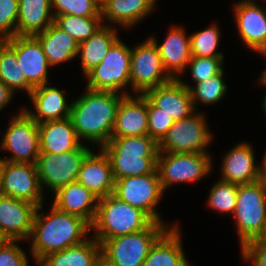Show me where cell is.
I'll use <instances>...</instances> for the list:
<instances>
[{"label":"cell","instance_id":"6da1fadb","mask_svg":"<svg viewBox=\"0 0 266 266\" xmlns=\"http://www.w3.org/2000/svg\"><path fill=\"white\" fill-rule=\"evenodd\" d=\"M111 91H98L86 88V93L71 103L70 119L80 139L106 145L113 133L117 110L121 100L129 95Z\"/></svg>","mask_w":266,"mask_h":266},{"label":"cell","instance_id":"7a4b0ae2","mask_svg":"<svg viewBox=\"0 0 266 266\" xmlns=\"http://www.w3.org/2000/svg\"><path fill=\"white\" fill-rule=\"evenodd\" d=\"M36 210L31 238V252L38 263L47 255L83 243L88 238L91 226L82 218L60 211L54 205L47 215ZM44 215V216H43Z\"/></svg>","mask_w":266,"mask_h":266},{"label":"cell","instance_id":"3957f363","mask_svg":"<svg viewBox=\"0 0 266 266\" xmlns=\"http://www.w3.org/2000/svg\"><path fill=\"white\" fill-rule=\"evenodd\" d=\"M102 149L109 157L115 180L150 174L157 169L159 144L149 135L111 137Z\"/></svg>","mask_w":266,"mask_h":266},{"label":"cell","instance_id":"277c9868","mask_svg":"<svg viewBox=\"0 0 266 266\" xmlns=\"http://www.w3.org/2000/svg\"><path fill=\"white\" fill-rule=\"evenodd\" d=\"M152 222L144 211L111 194L99 199L91 230H95L93 237L101 244L107 239L146 229Z\"/></svg>","mask_w":266,"mask_h":266},{"label":"cell","instance_id":"5b68a950","mask_svg":"<svg viewBox=\"0 0 266 266\" xmlns=\"http://www.w3.org/2000/svg\"><path fill=\"white\" fill-rule=\"evenodd\" d=\"M241 248L253 241L266 225V178L237 185L234 211Z\"/></svg>","mask_w":266,"mask_h":266},{"label":"cell","instance_id":"8992f818","mask_svg":"<svg viewBox=\"0 0 266 266\" xmlns=\"http://www.w3.org/2000/svg\"><path fill=\"white\" fill-rule=\"evenodd\" d=\"M167 226L153 221L139 232L107 239L101 243V254L116 266H142L150 248Z\"/></svg>","mask_w":266,"mask_h":266},{"label":"cell","instance_id":"52a82bcc","mask_svg":"<svg viewBox=\"0 0 266 266\" xmlns=\"http://www.w3.org/2000/svg\"><path fill=\"white\" fill-rule=\"evenodd\" d=\"M131 48L118 39L107 54L85 77L86 88L118 93L130 84Z\"/></svg>","mask_w":266,"mask_h":266},{"label":"cell","instance_id":"ba28073f","mask_svg":"<svg viewBox=\"0 0 266 266\" xmlns=\"http://www.w3.org/2000/svg\"><path fill=\"white\" fill-rule=\"evenodd\" d=\"M91 151L81 144L77 149L61 154L40 152L35 164L42 190L44 185L55 193L59 188L76 182L82 163Z\"/></svg>","mask_w":266,"mask_h":266},{"label":"cell","instance_id":"9c48e42d","mask_svg":"<svg viewBox=\"0 0 266 266\" xmlns=\"http://www.w3.org/2000/svg\"><path fill=\"white\" fill-rule=\"evenodd\" d=\"M211 168V157L208 153L159 152L157 157V172L163 192L176 183L203 179L211 172Z\"/></svg>","mask_w":266,"mask_h":266},{"label":"cell","instance_id":"30bf717a","mask_svg":"<svg viewBox=\"0 0 266 266\" xmlns=\"http://www.w3.org/2000/svg\"><path fill=\"white\" fill-rule=\"evenodd\" d=\"M171 80L173 78L163 66L156 43L150 37L131 48L130 86L133 92L142 95Z\"/></svg>","mask_w":266,"mask_h":266},{"label":"cell","instance_id":"8fae6325","mask_svg":"<svg viewBox=\"0 0 266 266\" xmlns=\"http://www.w3.org/2000/svg\"><path fill=\"white\" fill-rule=\"evenodd\" d=\"M212 138L205 116L195 111L190 116L174 122L159 143V152L207 153L205 148Z\"/></svg>","mask_w":266,"mask_h":266},{"label":"cell","instance_id":"7c38bea8","mask_svg":"<svg viewBox=\"0 0 266 266\" xmlns=\"http://www.w3.org/2000/svg\"><path fill=\"white\" fill-rule=\"evenodd\" d=\"M163 193L157 169L150 174L115 180L114 195L144 211L154 222L164 223L155 209Z\"/></svg>","mask_w":266,"mask_h":266},{"label":"cell","instance_id":"4fadbf2b","mask_svg":"<svg viewBox=\"0 0 266 266\" xmlns=\"http://www.w3.org/2000/svg\"><path fill=\"white\" fill-rule=\"evenodd\" d=\"M0 146L12 154L5 161L35 164L40 154L38 123L21 109L11 119Z\"/></svg>","mask_w":266,"mask_h":266},{"label":"cell","instance_id":"5bb4252c","mask_svg":"<svg viewBox=\"0 0 266 266\" xmlns=\"http://www.w3.org/2000/svg\"><path fill=\"white\" fill-rule=\"evenodd\" d=\"M36 164L5 161L0 194L30 202L37 207L44 201Z\"/></svg>","mask_w":266,"mask_h":266},{"label":"cell","instance_id":"9a60e30c","mask_svg":"<svg viewBox=\"0 0 266 266\" xmlns=\"http://www.w3.org/2000/svg\"><path fill=\"white\" fill-rule=\"evenodd\" d=\"M37 206L0 194V239H29Z\"/></svg>","mask_w":266,"mask_h":266},{"label":"cell","instance_id":"2e32d148","mask_svg":"<svg viewBox=\"0 0 266 266\" xmlns=\"http://www.w3.org/2000/svg\"><path fill=\"white\" fill-rule=\"evenodd\" d=\"M16 52L17 61L26 80L37 88L48 84L49 65L40 42L34 36L16 35L6 41Z\"/></svg>","mask_w":266,"mask_h":266},{"label":"cell","instance_id":"e0dca14e","mask_svg":"<svg viewBox=\"0 0 266 266\" xmlns=\"http://www.w3.org/2000/svg\"><path fill=\"white\" fill-rule=\"evenodd\" d=\"M236 26L242 41L253 51L266 52V11L252 0L234 6Z\"/></svg>","mask_w":266,"mask_h":266},{"label":"cell","instance_id":"ac0fdd59","mask_svg":"<svg viewBox=\"0 0 266 266\" xmlns=\"http://www.w3.org/2000/svg\"><path fill=\"white\" fill-rule=\"evenodd\" d=\"M144 95L174 121L184 119L196 111L189 89L178 79L150 89Z\"/></svg>","mask_w":266,"mask_h":266},{"label":"cell","instance_id":"d6986e66","mask_svg":"<svg viewBox=\"0 0 266 266\" xmlns=\"http://www.w3.org/2000/svg\"><path fill=\"white\" fill-rule=\"evenodd\" d=\"M77 182L99 199L114 194L115 179L111 162L102 148L98 154L91 151L87 155L79 170Z\"/></svg>","mask_w":266,"mask_h":266},{"label":"cell","instance_id":"ffe728a7","mask_svg":"<svg viewBox=\"0 0 266 266\" xmlns=\"http://www.w3.org/2000/svg\"><path fill=\"white\" fill-rule=\"evenodd\" d=\"M254 161L253 147L246 142L237 144L224 156L220 180L242 185L263 178L261 165Z\"/></svg>","mask_w":266,"mask_h":266},{"label":"cell","instance_id":"44dd1931","mask_svg":"<svg viewBox=\"0 0 266 266\" xmlns=\"http://www.w3.org/2000/svg\"><path fill=\"white\" fill-rule=\"evenodd\" d=\"M148 135V98L126 95L120 102L111 137Z\"/></svg>","mask_w":266,"mask_h":266},{"label":"cell","instance_id":"7402d4cb","mask_svg":"<svg viewBox=\"0 0 266 266\" xmlns=\"http://www.w3.org/2000/svg\"><path fill=\"white\" fill-rule=\"evenodd\" d=\"M54 194L52 205L58 210L78 216L92 225L99 198L91 191L76 181L59 188Z\"/></svg>","mask_w":266,"mask_h":266},{"label":"cell","instance_id":"603a6c76","mask_svg":"<svg viewBox=\"0 0 266 266\" xmlns=\"http://www.w3.org/2000/svg\"><path fill=\"white\" fill-rule=\"evenodd\" d=\"M181 26L172 27L164 42L159 45L154 37H150L158 48L166 72L173 78L178 79L181 72L187 68L191 59L190 36ZM177 75V76H176Z\"/></svg>","mask_w":266,"mask_h":266},{"label":"cell","instance_id":"cb8c5ba5","mask_svg":"<svg viewBox=\"0 0 266 266\" xmlns=\"http://www.w3.org/2000/svg\"><path fill=\"white\" fill-rule=\"evenodd\" d=\"M29 97L34 104L35 113L25 108L23 110L38 124L70 117L71 104L66 103V97L60 89L43 84L34 88Z\"/></svg>","mask_w":266,"mask_h":266},{"label":"cell","instance_id":"d4e9b609","mask_svg":"<svg viewBox=\"0 0 266 266\" xmlns=\"http://www.w3.org/2000/svg\"><path fill=\"white\" fill-rule=\"evenodd\" d=\"M40 152L61 154L77 149L80 142L70 118L38 124Z\"/></svg>","mask_w":266,"mask_h":266},{"label":"cell","instance_id":"484cf974","mask_svg":"<svg viewBox=\"0 0 266 266\" xmlns=\"http://www.w3.org/2000/svg\"><path fill=\"white\" fill-rule=\"evenodd\" d=\"M157 0H104L101 3L102 20L117 26L131 28L155 8ZM105 18V19H104Z\"/></svg>","mask_w":266,"mask_h":266},{"label":"cell","instance_id":"4316f807","mask_svg":"<svg viewBox=\"0 0 266 266\" xmlns=\"http://www.w3.org/2000/svg\"><path fill=\"white\" fill-rule=\"evenodd\" d=\"M178 225L168 228L152 245L142 266H189Z\"/></svg>","mask_w":266,"mask_h":266},{"label":"cell","instance_id":"83f0119b","mask_svg":"<svg viewBox=\"0 0 266 266\" xmlns=\"http://www.w3.org/2000/svg\"><path fill=\"white\" fill-rule=\"evenodd\" d=\"M34 37L40 42L50 66L68 62L78 56L79 42L54 22Z\"/></svg>","mask_w":266,"mask_h":266},{"label":"cell","instance_id":"f1b7e54d","mask_svg":"<svg viewBox=\"0 0 266 266\" xmlns=\"http://www.w3.org/2000/svg\"><path fill=\"white\" fill-rule=\"evenodd\" d=\"M18 8L16 35L35 36L54 22L51 0H19Z\"/></svg>","mask_w":266,"mask_h":266},{"label":"cell","instance_id":"f546056e","mask_svg":"<svg viewBox=\"0 0 266 266\" xmlns=\"http://www.w3.org/2000/svg\"><path fill=\"white\" fill-rule=\"evenodd\" d=\"M117 29L109 24L103 25L87 40L79 43L82 73L86 76L101 63L110 47L119 39Z\"/></svg>","mask_w":266,"mask_h":266},{"label":"cell","instance_id":"4dcf8cb0","mask_svg":"<svg viewBox=\"0 0 266 266\" xmlns=\"http://www.w3.org/2000/svg\"><path fill=\"white\" fill-rule=\"evenodd\" d=\"M91 238L79 245L51 253L37 264L39 266H94L101 254V244L94 237Z\"/></svg>","mask_w":266,"mask_h":266},{"label":"cell","instance_id":"1f68e13d","mask_svg":"<svg viewBox=\"0 0 266 266\" xmlns=\"http://www.w3.org/2000/svg\"><path fill=\"white\" fill-rule=\"evenodd\" d=\"M0 80L12 91L25 90L28 95L34 89L19 67L15 50L6 42H0Z\"/></svg>","mask_w":266,"mask_h":266},{"label":"cell","instance_id":"d6a6232c","mask_svg":"<svg viewBox=\"0 0 266 266\" xmlns=\"http://www.w3.org/2000/svg\"><path fill=\"white\" fill-rule=\"evenodd\" d=\"M102 17H81L75 15H54V23L69 33L79 43L87 40L104 24Z\"/></svg>","mask_w":266,"mask_h":266},{"label":"cell","instance_id":"836d02e7","mask_svg":"<svg viewBox=\"0 0 266 266\" xmlns=\"http://www.w3.org/2000/svg\"><path fill=\"white\" fill-rule=\"evenodd\" d=\"M224 72L222 71L218 75L214 77H210L202 82L195 83L196 86L192 87L189 84H186L185 81H182L181 78L178 80L189 89L190 95L192 97L193 105L195 110L197 102H202L203 104H216L222 97H224L227 85H225V81L223 79Z\"/></svg>","mask_w":266,"mask_h":266},{"label":"cell","instance_id":"e575fe53","mask_svg":"<svg viewBox=\"0 0 266 266\" xmlns=\"http://www.w3.org/2000/svg\"><path fill=\"white\" fill-rule=\"evenodd\" d=\"M220 36V31L215 24L190 35L191 56L224 57L223 53L216 51Z\"/></svg>","mask_w":266,"mask_h":266},{"label":"cell","instance_id":"d590c367","mask_svg":"<svg viewBox=\"0 0 266 266\" xmlns=\"http://www.w3.org/2000/svg\"><path fill=\"white\" fill-rule=\"evenodd\" d=\"M237 201V185L219 180L211 187L207 204L221 213L234 214Z\"/></svg>","mask_w":266,"mask_h":266},{"label":"cell","instance_id":"8d00e7d4","mask_svg":"<svg viewBox=\"0 0 266 266\" xmlns=\"http://www.w3.org/2000/svg\"><path fill=\"white\" fill-rule=\"evenodd\" d=\"M51 7L54 15L102 17L101 3L98 0H51Z\"/></svg>","mask_w":266,"mask_h":266},{"label":"cell","instance_id":"74e56055","mask_svg":"<svg viewBox=\"0 0 266 266\" xmlns=\"http://www.w3.org/2000/svg\"><path fill=\"white\" fill-rule=\"evenodd\" d=\"M223 58L191 56L187 66H190V73L195 83L202 82L224 71L222 68Z\"/></svg>","mask_w":266,"mask_h":266},{"label":"cell","instance_id":"f35d334b","mask_svg":"<svg viewBox=\"0 0 266 266\" xmlns=\"http://www.w3.org/2000/svg\"><path fill=\"white\" fill-rule=\"evenodd\" d=\"M174 122L171 116L161 112V109L148 99V135L151 138L159 144Z\"/></svg>","mask_w":266,"mask_h":266},{"label":"cell","instance_id":"ab89813d","mask_svg":"<svg viewBox=\"0 0 266 266\" xmlns=\"http://www.w3.org/2000/svg\"><path fill=\"white\" fill-rule=\"evenodd\" d=\"M19 0H0V42L16 36Z\"/></svg>","mask_w":266,"mask_h":266},{"label":"cell","instance_id":"60d3db41","mask_svg":"<svg viewBox=\"0 0 266 266\" xmlns=\"http://www.w3.org/2000/svg\"><path fill=\"white\" fill-rule=\"evenodd\" d=\"M16 242L18 240L0 242V266H29L26 254Z\"/></svg>","mask_w":266,"mask_h":266},{"label":"cell","instance_id":"b9f144b4","mask_svg":"<svg viewBox=\"0 0 266 266\" xmlns=\"http://www.w3.org/2000/svg\"><path fill=\"white\" fill-rule=\"evenodd\" d=\"M242 258L251 262V266H266V246H243Z\"/></svg>","mask_w":266,"mask_h":266},{"label":"cell","instance_id":"7bdbcfd3","mask_svg":"<svg viewBox=\"0 0 266 266\" xmlns=\"http://www.w3.org/2000/svg\"><path fill=\"white\" fill-rule=\"evenodd\" d=\"M13 96L14 91L0 80V111L5 108Z\"/></svg>","mask_w":266,"mask_h":266},{"label":"cell","instance_id":"ee69618b","mask_svg":"<svg viewBox=\"0 0 266 266\" xmlns=\"http://www.w3.org/2000/svg\"><path fill=\"white\" fill-rule=\"evenodd\" d=\"M244 246H266V225L253 241L246 243Z\"/></svg>","mask_w":266,"mask_h":266},{"label":"cell","instance_id":"f6af8a7d","mask_svg":"<svg viewBox=\"0 0 266 266\" xmlns=\"http://www.w3.org/2000/svg\"><path fill=\"white\" fill-rule=\"evenodd\" d=\"M94 266H116V265L112 263L111 261H109L102 254H100Z\"/></svg>","mask_w":266,"mask_h":266},{"label":"cell","instance_id":"bcb514c9","mask_svg":"<svg viewBox=\"0 0 266 266\" xmlns=\"http://www.w3.org/2000/svg\"><path fill=\"white\" fill-rule=\"evenodd\" d=\"M4 168H5V160H4V158H0V192L2 189V180H3Z\"/></svg>","mask_w":266,"mask_h":266},{"label":"cell","instance_id":"7dc6e473","mask_svg":"<svg viewBox=\"0 0 266 266\" xmlns=\"http://www.w3.org/2000/svg\"><path fill=\"white\" fill-rule=\"evenodd\" d=\"M259 81H260L261 84L266 85V78L263 75L260 77V80ZM262 106H263L264 114L266 116V93H265V96L263 98V104H262Z\"/></svg>","mask_w":266,"mask_h":266},{"label":"cell","instance_id":"c3c4849f","mask_svg":"<svg viewBox=\"0 0 266 266\" xmlns=\"http://www.w3.org/2000/svg\"><path fill=\"white\" fill-rule=\"evenodd\" d=\"M261 171H262V176L266 178V153L265 156L263 157V163L261 165Z\"/></svg>","mask_w":266,"mask_h":266},{"label":"cell","instance_id":"681fc988","mask_svg":"<svg viewBox=\"0 0 266 266\" xmlns=\"http://www.w3.org/2000/svg\"><path fill=\"white\" fill-rule=\"evenodd\" d=\"M263 56H266V54H263ZM262 75L266 78V69H265V71L263 72Z\"/></svg>","mask_w":266,"mask_h":266}]
</instances>
